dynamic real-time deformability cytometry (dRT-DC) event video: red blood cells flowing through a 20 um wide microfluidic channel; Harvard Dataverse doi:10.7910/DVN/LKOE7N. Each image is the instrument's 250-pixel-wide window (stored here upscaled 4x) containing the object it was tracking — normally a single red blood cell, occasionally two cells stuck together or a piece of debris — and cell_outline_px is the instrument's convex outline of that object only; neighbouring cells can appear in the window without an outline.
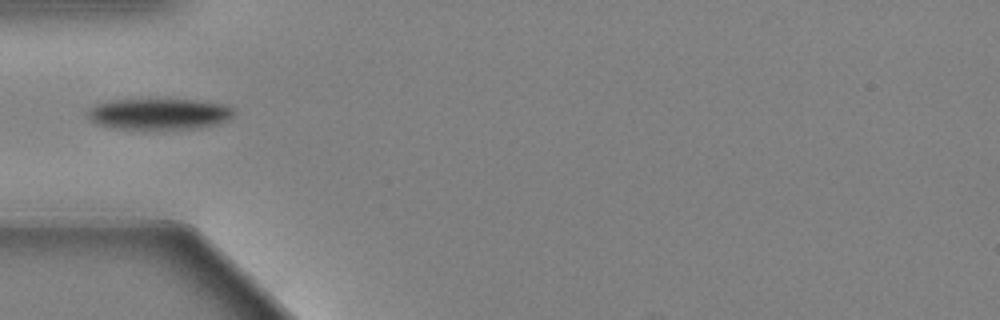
{"species": "Egyptian fruit bat (a non-hibernating species)", "species_latin": "Rousettus aegyptiacus", "temperature_condition": "warm", "stored_images_in_passage": 11, "camera_frame_rate_fps": 3000, "um_per_image_px": 0.085, "animal": {"sex": "female"}, "frame": {"image": 1, "passage_image": 1, "time_ms": 0.0, "image_size_px": [1000, 320], "cell_outline_px": [[232, 116], [228, 120], [212, 124], [192, 128], [120, 128], [100, 124], [92, 120], [88, 116], [88, 108], [96, 104], [108, 100], [196, 100], [228, 104], [232, 108]], "centroid_in_image_um": [13.53, 9.66], "position_along_channel_um": 71.5, "area_um2": 25.78}}